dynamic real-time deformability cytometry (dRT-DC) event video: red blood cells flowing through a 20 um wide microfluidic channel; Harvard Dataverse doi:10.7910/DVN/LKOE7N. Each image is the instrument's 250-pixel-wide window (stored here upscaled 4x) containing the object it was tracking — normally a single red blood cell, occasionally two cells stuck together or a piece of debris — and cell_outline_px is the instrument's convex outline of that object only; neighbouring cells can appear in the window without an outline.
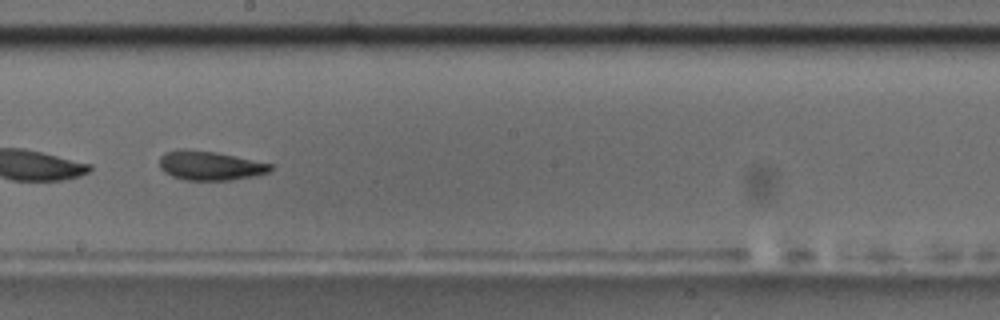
{"species": "common noctule bat (a hibernating species)", "species_latin": "Nyctalus noctula", "temperature_condition": "room temperature", "stored_images_in_passage": 54, "camera_frame_rate_fps": 3000, "um_per_image_px": 0.085, "animal": {"sex": "male", "body_mass_g": 17.5, "forearm_length_mm": 52.3}, "frame": {"image": 1, "passage_image": 31, "time_ms": 10.0, "image_size_px": [1000, 320], "cell_outline_px": [[272, 168], [268, 172], [256, 176], [232, 180], [184, 180], [172, 176], [164, 172], [160, 168], [160, 156], [164, 152], [176, 148], [184, 148], [216, 152], [272, 164]], "centroid_in_image_um": [17.8, 14.07], "position_along_channel_um": 230.4, "area_um2": 19.07}, "authors_computed_cell_mechanics": {"area_um2": 19.941, "velocity_mm_per_s": 3.5891, "shape_relaxation_time_tau1_ms": 5.5426, "shape_relaxation_time_tau2_ms": 3.3713, "deformation_change_tau1": 0.147, "deformation_change_tau2": 0.0891}}